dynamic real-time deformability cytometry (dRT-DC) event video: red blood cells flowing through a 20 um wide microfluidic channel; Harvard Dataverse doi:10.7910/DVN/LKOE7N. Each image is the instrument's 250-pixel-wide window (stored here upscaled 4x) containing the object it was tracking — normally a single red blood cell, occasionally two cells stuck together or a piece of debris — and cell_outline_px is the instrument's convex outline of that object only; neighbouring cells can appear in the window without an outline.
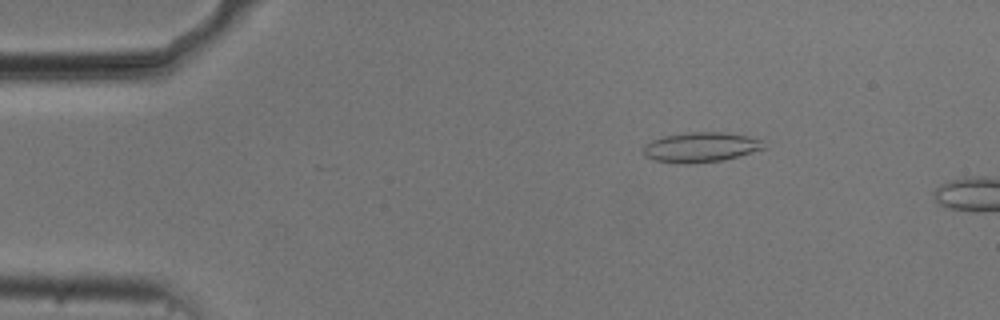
{"species": "common noctule bat (a hibernating species)", "species_latin": "Nyctalus noctula", "temperature_condition": "cold", "stored_images_in_passage": 11, "camera_frame_rate_fps": 3000, "um_per_image_px": 0.085, "animal": {"sex": "male", "body_mass_g": 20.5, "forearm_length_mm": 52.5}, "frame": {"image": 1, "passage_image": 8, "time_ms": 2.333, "image_size_px": [1000, 320], "cell_outline_px": [[768, 148], [720, 160], [688, 164], [680, 164], [656, 160], [644, 156], [644, 144], [652, 140], [664, 136], [688, 132], [720, 132], [748, 136], [760, 140]], "centroid_in_image_um": [59.54, 12.51], "position_along_channel_um": 25.5, "area_um2": 20.81}}